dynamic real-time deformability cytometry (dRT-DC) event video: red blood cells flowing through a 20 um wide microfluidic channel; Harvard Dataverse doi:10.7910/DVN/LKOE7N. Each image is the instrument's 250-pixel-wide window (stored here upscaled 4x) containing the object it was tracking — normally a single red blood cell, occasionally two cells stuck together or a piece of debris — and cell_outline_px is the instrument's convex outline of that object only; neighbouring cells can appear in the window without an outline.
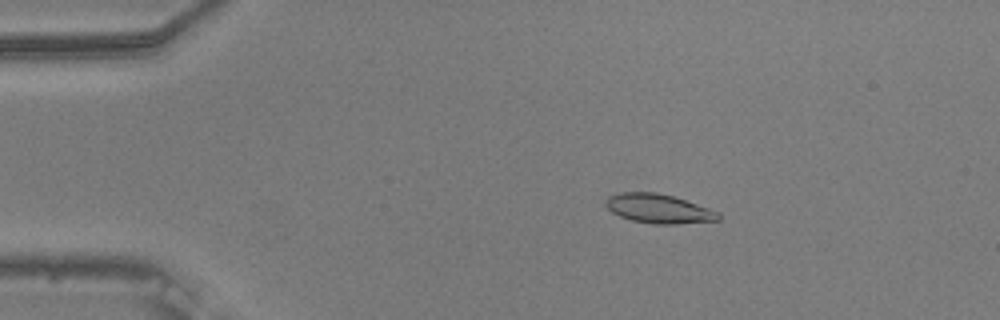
{"species": "common noctule bat (a hibernating species)", "species_latin": "Nyctalus noctula", "temperature_condition": "warm", "stored_images_in_passage": 54, "camera_frame_rate_fps": 3000, "um_per_image_px": 0.085, "animal": {"sex": "male", "body_mass_g": 20.5, "forearm_length_mm": 52.5}, "frame": {"image": 1, "passage_image": 10, "time_ms": 3.0, "image_size_px": [1000, 320], "cell_outline_px": [[720, 220], [676, 224], [652, 224], [632, 220], [620, 216], [612, 212], [604, 204], [604, 200], [608, 196], [620, 192], [656, 192], [672, 196], [720, 212]], "centroid_in_image_um": [55.95, 17.73], "position_along_channel_um": 29.0, "area_um2": 19.13}}
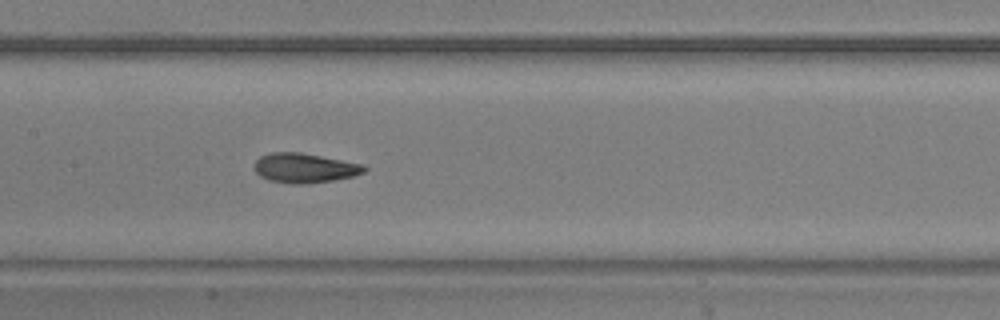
{"frame": {"image": 2, "passage_image": 27, "time_ms": 8.667, "image_size_px": [1000, 320], "cell_outline_px": [[368, 168], [364, 172], [352, 176], [332, 180], [304, 184], [288, 184], [268, 180], [260, 176], [252, 168], [252, 164], [260, 156], [272, 152], [300, 152], [364, 164]], "centroid_in_image_um": [25.84, 14.28], "position_along_channel_um": 181.6, "area_um2": 19.13}}
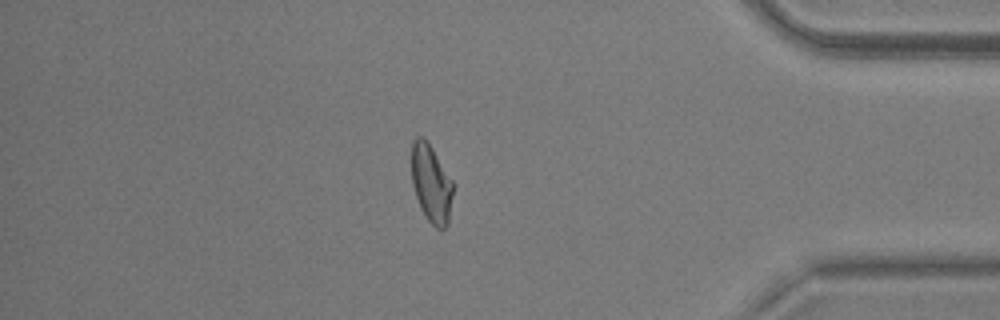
{"frame": {"image": 3, "passage_image": 47, "time_ms": 15.333, "image_size_px": [1000, 320], "cell_outline_px": [[456, 184], [448, 224], [444, 228], [436, 228], [428, 220], [420, 208], [412, 184], [412, 140], [416, 136], [420, 136], [428, 140]], "centroid_in_image_um": [36.7, 15.57], "position_along_channel_um": 398.5, "area_um2": 19.48}, "authors_computed_cell_mechanics": {"area_um2": 18.8717, "velocity_mm_per_s": 3.732, "shape_relaxation_time_tau1_ms": 4.4784, "shape_relaxation_time_tau2_ms": 1.6531, "deformation_change_tau1": 0.1811, "deformation_change_tau2": 0.0805}}